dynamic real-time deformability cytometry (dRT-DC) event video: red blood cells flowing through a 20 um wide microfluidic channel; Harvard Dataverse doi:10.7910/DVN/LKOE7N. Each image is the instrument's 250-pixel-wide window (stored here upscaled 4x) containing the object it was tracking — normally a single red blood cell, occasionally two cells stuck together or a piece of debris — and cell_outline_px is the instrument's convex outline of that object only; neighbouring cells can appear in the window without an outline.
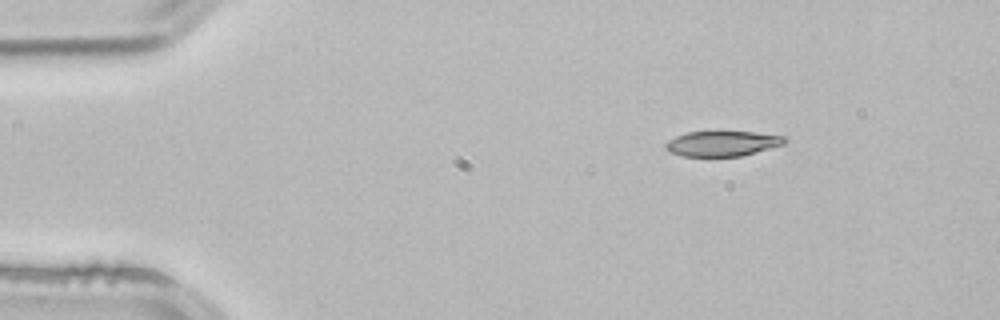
{"species": "common noctule bat (a hibernating species)", "species_latin": "Nyctalus noctula", "temperature_condition": "room temperature", "stored_images_in_passage": 3, "camera_frame_rate_fps": 3000, "um_per_image_px": 0.085, "animal": {"sex": "male", "body_mass_g": 21.5, "forearm_length_mm": 52.0}, "frame": {"image": 1, "passage_image": 1, "time_ms": 0.0, "image_size_px": [1000, 320], "cell_outline_px": [[788, 140], [784, 144], [740, 156], [680, 156], [668, 152], [664, 148], [664, 144], [668, 140], [676, 136], [688, 132], [756, 132], [788, 136]], "centroid_in_image_um": [61.39, 12.2], "position_along_channel_um": 23.6, "area_um2": 17.57}}
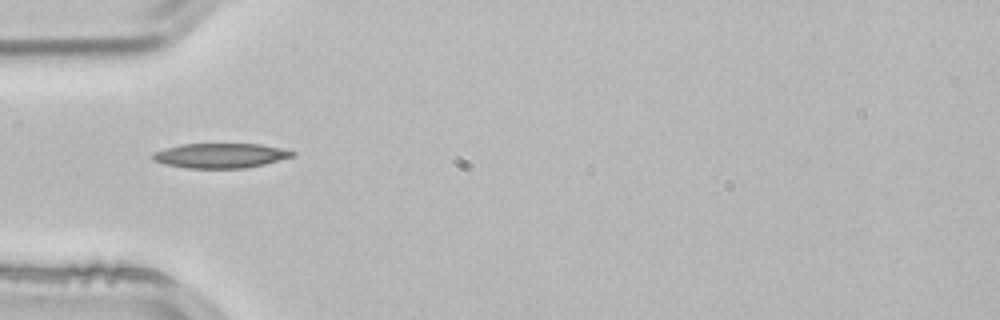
{"frame": {"image": 2, "passage_image": 3, "time_ms": 0.667, "image_size_px": [1000, 320], "cell_outline_px": [[296, 156], [264, 164], [244, 168], [184, 168], [164, 164], [152, 160], [152, 152], [164, 148], [184, 144], [260, 144], [280, 148], [296, 152]], "centroid_in_image_um": [18.72, 13.23], "position_along_channel_um": 66.3, "area_um2": 20.23}}